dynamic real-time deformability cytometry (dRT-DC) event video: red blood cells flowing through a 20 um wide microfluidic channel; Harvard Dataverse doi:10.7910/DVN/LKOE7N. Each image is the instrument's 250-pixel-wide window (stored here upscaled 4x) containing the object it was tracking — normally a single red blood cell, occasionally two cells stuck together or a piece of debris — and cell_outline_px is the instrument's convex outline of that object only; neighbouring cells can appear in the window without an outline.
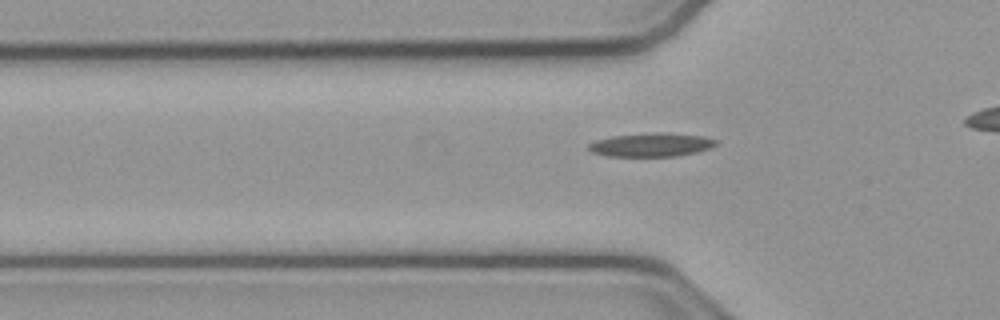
{"species": "common noctule bat (a hibernating species)", "species_latin": "Nyctalus noctula", "temperature_condition": "cold", "stored_images_in_passage": 39, "camera_frame_rate_fps": 3000, "um_per_image_px": 0.085, "animal": {"sex": "male", "body_mass_g": 23.1, "forearm_length_mm": 52.7}, "frame": {"image": 1, "passage_image": 13, "time_ms": 4.0, "image_size_px": [1000, 320], "cell_outline_px": [[716, 144], [712, 148], [696, 152], [676, 156], [608, 156], [592, 152], [588, 148], [588, 144], [596, 140], [612, 136], [656, 132], [660, 132], [704, 136], [716, 140]], "centroid_in_image_um": [55.36, 12.3], "position_along_channel_um": 70.4, "area_um2": 17.46}}
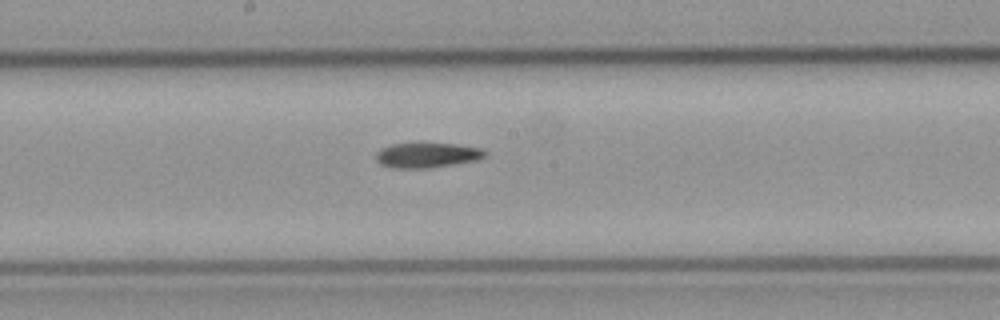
{"frame": {"image": 2, "passage_image": 24, "time_ms": 7.667, "image_size_px": [1000, 320], "cell_outline_px": [[488, 152], [484, 156], [476, 160], [432, 168], [392, 168], [380, 164], [376, 160], [376, 152], [380, 148], [392, 144], [420, 140], [456, 144], [480, 148]], "centroid_in_image_um": [36.25, 13.14], "position_along_channel_um": 211.9, "area_um2": 16.7}}
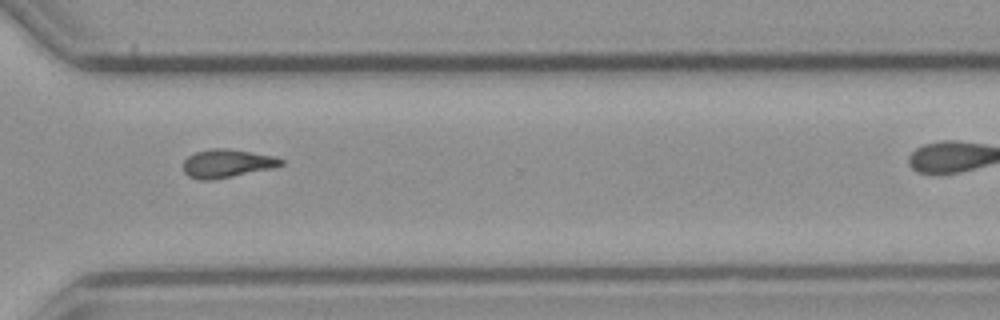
{"frame": {"image": 3, "passage_image": 35, "time_ms": 11.333, "image_size_px": [1000, 320], "cell_outline_px": [[284, 164], [276, 168], [212, 180], [200, 180], [188, 176], [184, 172], [184, 160], [188, 156], [196, 152], [212, 148], [228, 148], [276, 156], [284, 160]], "centroid_in_image_um": [19.34, 13.89], "position_along_channel_um": 351.3, "area_um2": 16.36}}